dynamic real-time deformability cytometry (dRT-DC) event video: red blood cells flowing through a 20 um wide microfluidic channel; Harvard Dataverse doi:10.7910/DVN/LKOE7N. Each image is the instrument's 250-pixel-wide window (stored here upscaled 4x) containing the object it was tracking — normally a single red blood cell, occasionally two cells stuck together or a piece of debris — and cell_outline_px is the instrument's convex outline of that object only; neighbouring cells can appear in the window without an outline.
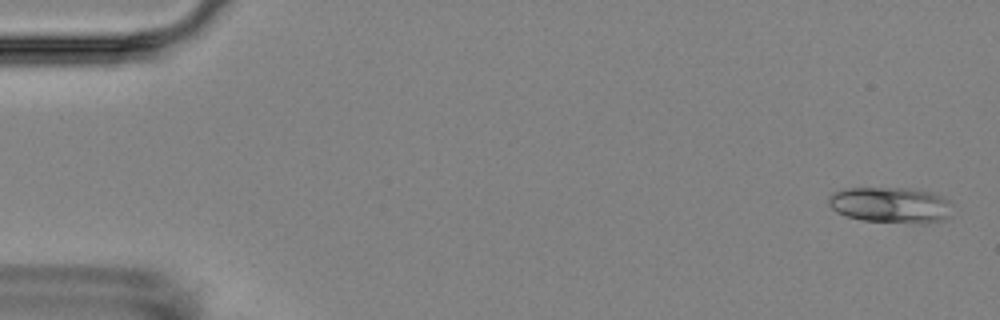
{"species": "Egyptian fruit bat (a non-hibernating species)", "species_latin": "Rousettus aegyptiacus", "temperature_condition": "room temperature", "stored_images_in_passage": 4, "camera_frame_rate_fps": 3000, "um_per_image_px": 0.085, "animal": {"sex": "female"}, "frame": {"image": 1, "passage_image": 1, "time_ms": 0.0, "image_size_px": [1000, 320], "cell_outline_px": [[948, 216], [940, 220], [920, 224], [860, 220], [836, 212], [828, 204], [828, 196], [832, 192], [844, 188], [908, 188], [932, 192], [948, 200]], "centroid_in_image_um": [75.62, 17.42], "position_along_channel_um": 9.4, "area_um2": 25.78}}